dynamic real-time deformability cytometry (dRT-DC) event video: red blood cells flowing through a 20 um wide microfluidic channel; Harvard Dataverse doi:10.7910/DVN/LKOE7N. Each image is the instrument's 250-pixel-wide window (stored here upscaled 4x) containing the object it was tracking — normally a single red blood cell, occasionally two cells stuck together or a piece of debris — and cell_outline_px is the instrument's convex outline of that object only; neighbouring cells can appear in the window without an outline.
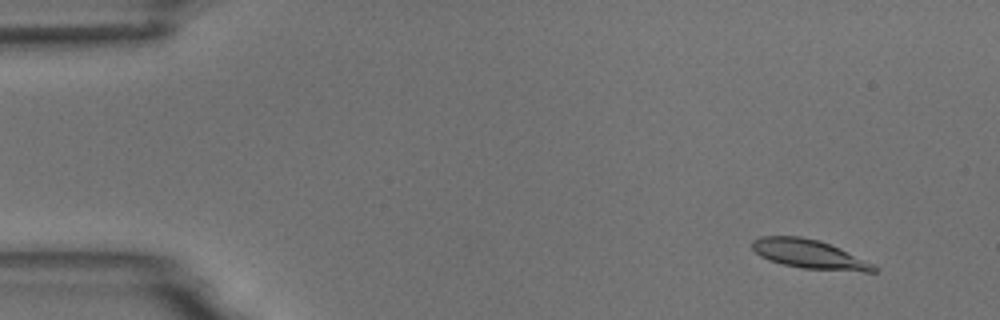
{"species": "common noctule bat (a hibernating species)", "species_latin": "Nyctalus noctula", "temperature_condition": "room temperature", "stored_images_in_passage": 6, "camera_frame_rate_fps": 3000, "um_per_image_px": 0.085, "animal": {"sex": "male", "body_mass_g": 18.8}, "frame": {"image": 1, "passage_image": 2, "time_ms": 1.333, "image_size_px": [1000, 320], "cell_outline_px": [[880, 268], [876, 272], [864, 272], [804, 268], [784, 264], [768, 260], [760, 256], [752, 248], [752, 240], [760, 236], [800, 236], [820, 240], [840, 248]], "centroid_in_image_um": [68.77, 21.59], "position_along_channel_um": 16.2, "area_um2": 20.46}}
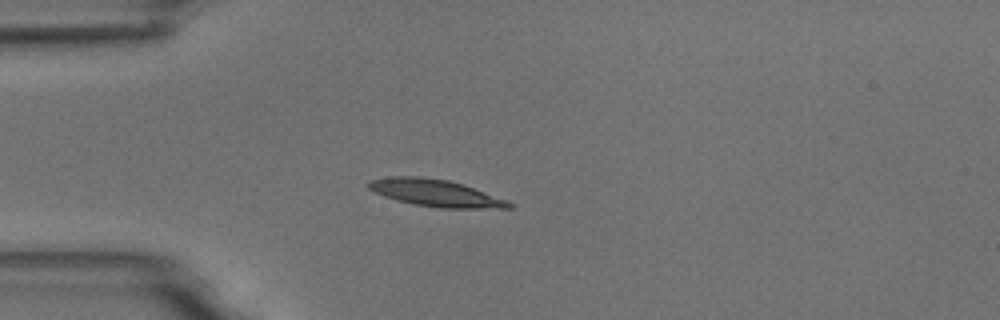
{"frame": {"image": 2, "passage_image": 5, "time_ms": 4.667, "image_size_px": [1000, 320], "cell_outline_px": [[516, 208], [440, 208], [412, 204], [396, 200], [384, 196], [368, 188], [368, 180], [388, 176], [420, 176], [448, 180], [464, 184], [508, 200], [516, 204]], "centroid_in_image_um": [37.06, 16.4], "position_along_channel_um": 47.9, "area_um2": 22.43}}